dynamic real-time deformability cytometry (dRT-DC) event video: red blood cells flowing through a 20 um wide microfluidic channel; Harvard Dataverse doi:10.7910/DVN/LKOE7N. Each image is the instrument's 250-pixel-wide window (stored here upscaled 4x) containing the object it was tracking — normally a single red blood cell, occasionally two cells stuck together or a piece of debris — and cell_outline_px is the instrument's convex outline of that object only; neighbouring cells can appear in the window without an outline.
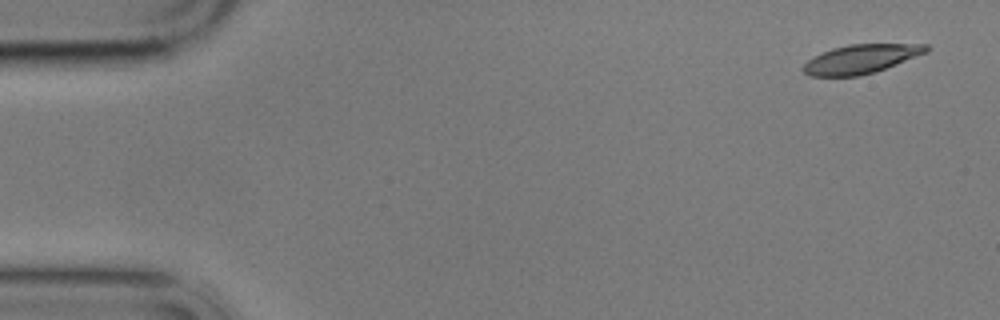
{"species": "common noctule bat (a hibernating species)", "species_latin": "Nyctalus noctula", "temperature_condition": "cold", "stored_images_in_passage": 5, "camera_frame_rate_fps": 3000, "um_per_image_px": 0.085, "animal": {"sex": "male", "body_mass_g": 17.9}, "frame": {"image": 1, "passage_image": 1, "time_ms": 0.0, "image_size_px": [1000, 320], "cell_outline_px": [[928, 52], [876, 72], [860, 76], [808, 76], [800, 68], [808, 60], [832, 48], [848, 44], [928, 44]], "centroid_in_image_um": [73.18, 5.02], "position_along_channel_um": 11.8, "area_um2": 20.75}}
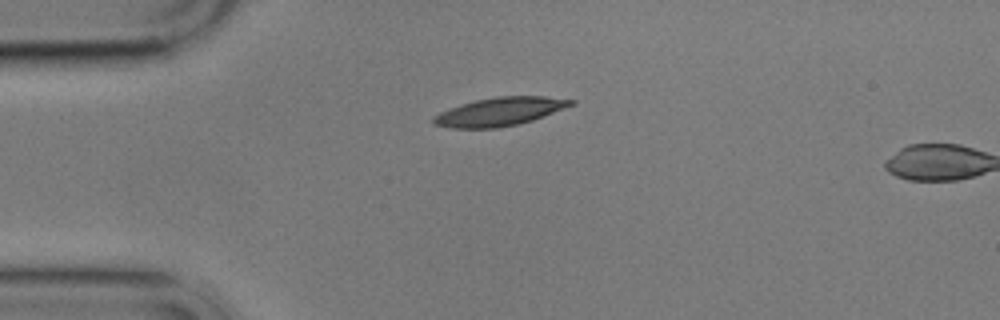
{"frame": {"image": 2, "passage_image": 4, "time_ms": 3.667, "image_size_px": [1000, 320], "cell_outline_px": [[576, 104], [532, 120], [516, 124], [496, 128], [452, 128], [432, 124], [432, 116], [440, 112], [460, 104], [476, 100], [496, 96], [544, 96], [576, 100]], "centroid_in_image_um": [42.46, 9.48], "position_along_channel_um": 42.5, "area_um2": 22.72}}